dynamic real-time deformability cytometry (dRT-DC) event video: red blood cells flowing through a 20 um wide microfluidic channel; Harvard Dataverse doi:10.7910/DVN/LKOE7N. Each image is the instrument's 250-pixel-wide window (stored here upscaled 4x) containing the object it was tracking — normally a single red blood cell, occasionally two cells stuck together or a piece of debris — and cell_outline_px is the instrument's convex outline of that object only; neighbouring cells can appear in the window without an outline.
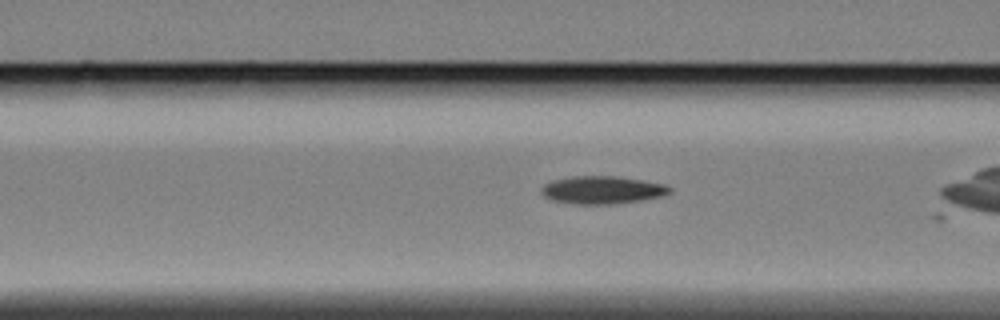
{"species": "Egyptian fruit bat (a non-hibernating species)", "species_latin": "Rousettus aegyptiacus", "temperature_condition": "cold", "stored_images_in_passage": 6, "camera_frame_rate_fps": 3000, "um_per_image_px": 0.085, "animal": {"sex": "female"}, "frame": {"image": 1, "passage_image": 3, "time_ms": 0.667, "image_size_px": [1000, 320], "cell_outline_px": [[672, 192], [664, 196], [616, 204], [576, 204], [552, 200], [544, 196], [540, 192], [540, 188], [544, 184], [552, 180], [576, 176], [612, 176], [640, 180], [664, 184], [672, 188]], "centroid_in_image_um": [51.18, 16.15], "position_along_channel_um": 115.4, "area_um2": 20.75}}